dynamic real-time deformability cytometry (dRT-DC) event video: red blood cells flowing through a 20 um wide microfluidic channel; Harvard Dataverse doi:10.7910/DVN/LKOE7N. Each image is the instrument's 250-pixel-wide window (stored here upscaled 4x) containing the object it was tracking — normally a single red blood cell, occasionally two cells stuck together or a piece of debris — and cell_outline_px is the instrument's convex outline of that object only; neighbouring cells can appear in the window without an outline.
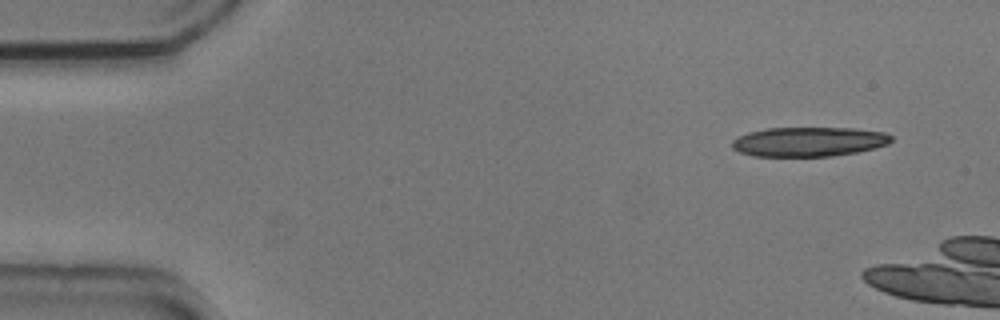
{"species": "common noctule bat (a hibernating species)", "species_latin": "Nyctalus noctula", "temperature_condition": "cold", "stored_images_in_passage": 3, "camera_frame_rate_fps": 3000, "um_per_image_px": 0.085, "animal": {"sex": "male", "body_mass_g": 20.5, "forearm_length_mm": 52.5}, "frame": {"image": 1, "passage_image": 1, "time_ms": 0.0, "image_size_px": [1000, 320], "cell_outline_px": [[892, 140], [888, 144], [856, 152], [832, 156], [752, 156], [740, 152], [732, 148], [732, 140], [748, 132], [768, 128], [856, 128], [884, 132], [892, 136]], "centroid_in_image_um": [68.74, 12.04], "position_along_channel_um": 16.3, "area_um2": 27.28}}